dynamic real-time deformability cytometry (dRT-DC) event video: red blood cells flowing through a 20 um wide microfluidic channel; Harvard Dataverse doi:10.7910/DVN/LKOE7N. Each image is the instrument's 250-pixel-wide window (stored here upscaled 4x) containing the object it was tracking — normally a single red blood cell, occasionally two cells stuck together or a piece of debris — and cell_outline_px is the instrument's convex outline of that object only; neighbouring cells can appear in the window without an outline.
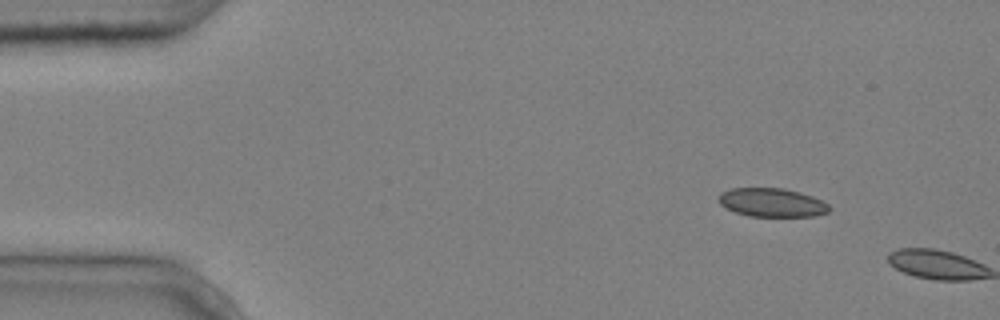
{"species": "common noctule bat (a hibernating species)", "species_latin": "Nyctalus noctula", "temperature_condition": "cold", "stored_images_in_passage": 2, "camera_frame_rate_fps": 3000, "um_per_image_px": 0.085, "animal": {"sex": "male", "body_mass_g": 20.4}, "frame": {"image": 1, "passage_image": 1, "time_ms": 0.0, "image_size_px": [1000, 320], "cell_outline_px": [[832, 208], [828, 212], [816, 216], [748, 216], [736, 212], [720, 204], [716, 200], [720, 192], [732, 188], [784, 188], [800, 192], [812, 196], [828, 204]], "centroid_in_image_um": [65.61, 17.21], "position_along_channel_um": 19.4, "area_um2": 18.55}}